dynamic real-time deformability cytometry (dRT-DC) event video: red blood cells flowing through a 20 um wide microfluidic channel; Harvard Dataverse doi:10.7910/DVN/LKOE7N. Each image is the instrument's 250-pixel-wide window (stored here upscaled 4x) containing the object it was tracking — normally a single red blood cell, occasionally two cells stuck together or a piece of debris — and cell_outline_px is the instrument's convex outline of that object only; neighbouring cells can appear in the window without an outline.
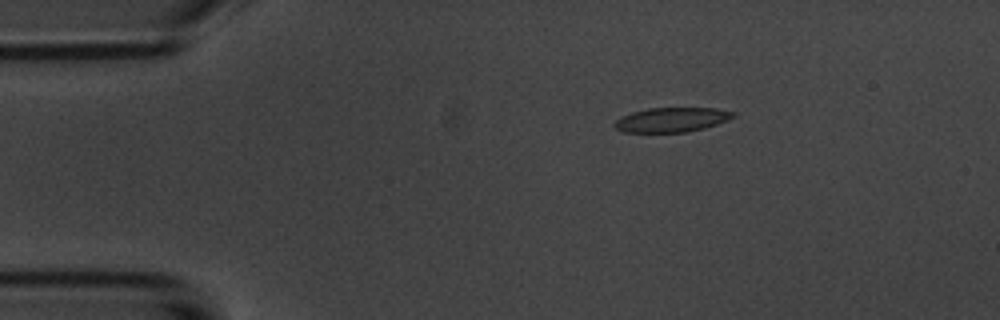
{"species": "common noctule bat (a hibernating species)", "species_latin": "Nyctalus noctula", "temperature_condition": "room temperature", "stored_images_in_passage": 46, "camera_frame_rate_fps": 3000, "um_per_image_px": 0.085, "animal": {"sex": "male", "body_mass_g": 20.1, "forearm_length_mm": 53.5}, "frame": {"image": 1, "passage_image": 1, "time_ms": 0.0, "image_size_px": [1000, 320], "cell_outline_px": [[736, 116], [728, 120], [704, 128], [688, 132], [624, 132], [616, 128], [612, 124], [620, 116], [632, 112], [648, 108], [716, 108], [736, 112]], "centroid_in_image_um": [57.1, 10.17], "position_along_channel_um": 27.9, "area_um2": 17.05}}
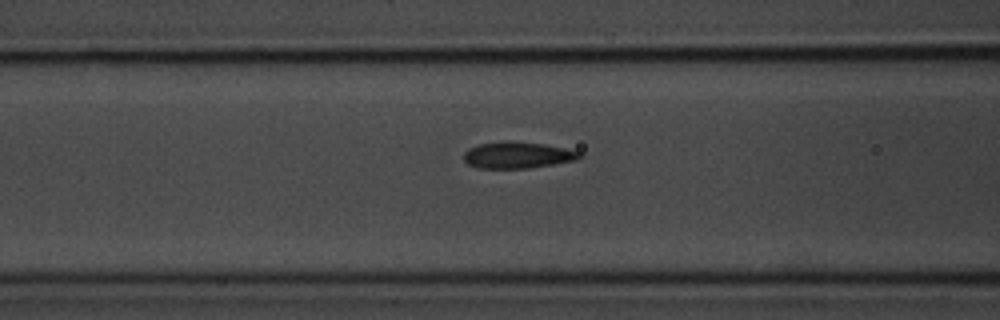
{"frame": {"image": 2, "passage_image": 13, "time_ms": 4.0, "image_size_px": [1000, 320], "cell_outline_px": [[584, 156], [576, 160], [528, 168], [476, 168], [468, 164], [464, 160], [464, 152], [468, 148], [480, 144], [544, 144], [564, 148], [580, 152]], "centroid_in_image_um": [44.0, 13.23], "position_along_channel_um": 122.6, "area_um2": 16.94}}
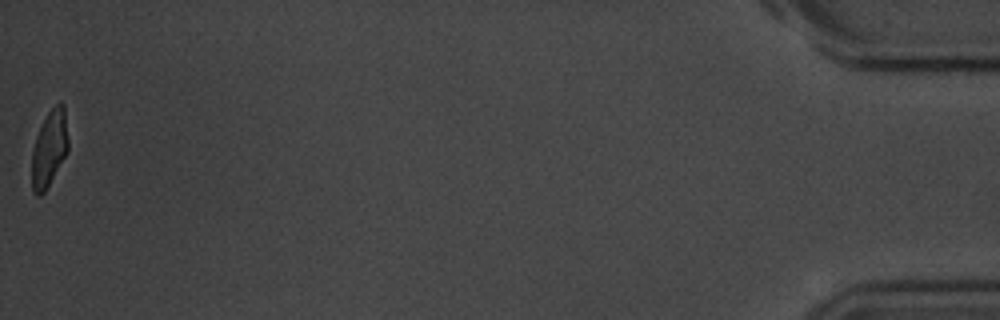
{"frame": {"image": 3, "passage_image": 46, "time_ms": 15.0, "image_size_px": [1000, 320], "cell_outline_px": [[68, 152], [44, 192], [40, 196], [36, 196], [32, 192], [32, 152], [36, 136], [48, 112], [60, 100], [64, 104], [68, 140]], "centroid_in_image_um": [4.19, 12.63], "position_along_channel_um": 431.0, "area_um2": 16.13}, "authors_computed_cell_mechanics": {"area_um2": 17.629, "velocity_mm_per_s": 3.6978, "shape_relaxation_time_tau1_ms": 3.8258, "shape_relaxation_time_tau2_ms": 1.0807, "deformation_change_tau1": 0.1468, "deformation_change_tau2": 0.0741}}